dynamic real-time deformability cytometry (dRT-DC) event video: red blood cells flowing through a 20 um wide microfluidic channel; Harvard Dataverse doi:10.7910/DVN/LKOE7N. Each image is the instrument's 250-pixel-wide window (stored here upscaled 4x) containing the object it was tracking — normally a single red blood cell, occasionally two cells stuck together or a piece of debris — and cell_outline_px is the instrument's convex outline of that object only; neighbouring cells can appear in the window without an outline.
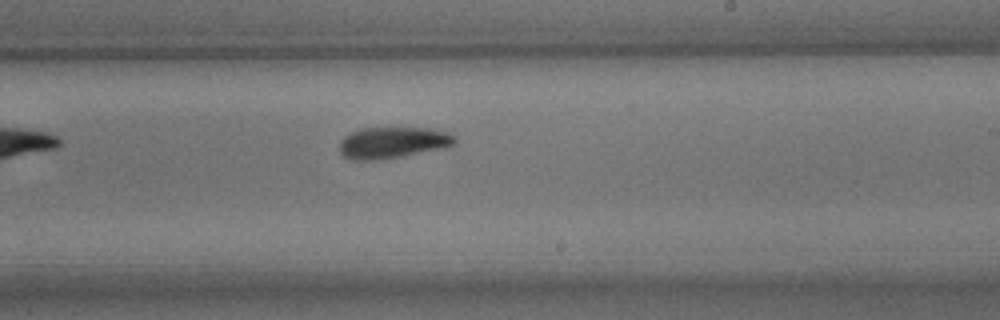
{"species": "common noctule bat (a hibernating species)", "species_latin": "Nyctalus noctula", "temperature_condition": "room temperature", "stored_images_in_passage": 11, "camera_frame_rate_fps": 3000, "um_per_image_px": 0.085, "animal": {"sex": "male", "body_mass_g": 15.6}, "frame": {"image": 1, "passage_image": 11, "time_ms": 12.0, "image_size_px": [1000, 320], "cell_outline_px": [[456, 144], [444, 148], [400, 156], [376, 160], [352, 160], [344, 156], [340, 152], [340, 140], [344, 136], [360, 128], [428, 128], [448, 132], [456, 136]], "centroid_in_image_um": [33.39, 12.11], "position_along_channel_um": 255.6, "area_um2": 21.04}}